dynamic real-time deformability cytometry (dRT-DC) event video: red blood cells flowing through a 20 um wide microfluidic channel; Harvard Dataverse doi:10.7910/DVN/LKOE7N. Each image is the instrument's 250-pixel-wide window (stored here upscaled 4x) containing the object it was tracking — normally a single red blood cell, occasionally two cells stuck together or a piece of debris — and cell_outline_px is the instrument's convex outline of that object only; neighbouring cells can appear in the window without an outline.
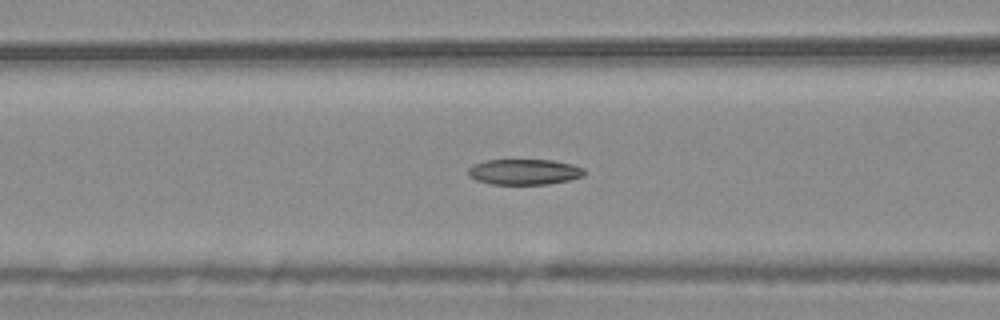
{"species": "common noctule bat (a hibernating species)", "species_latin": "Nyctalus noctula", "temperature_condition": "warm", "stored_images_in_passage": 44, "camera_frame_rate_fps": 3000, "um_per_image_px": 0.085, "animal": {"sex": "male", "body_mass_g": 20.4}, "frame": {"image": 1, "passage_image": 22, "time_ms": 7.0, "image_size_px": [1000, 320], "cell_outline_px": [[584, 176], [568, 180], [548, 184], [492, 184], [476, 180], [468, 176], [468, 168], [484, 160], [552, 160], [572, 164], [584, 168]], "centroid_in_image_um": [44.56, 14.61], "position_along_channel_um": 122.0, "area_um2": 17.28}}
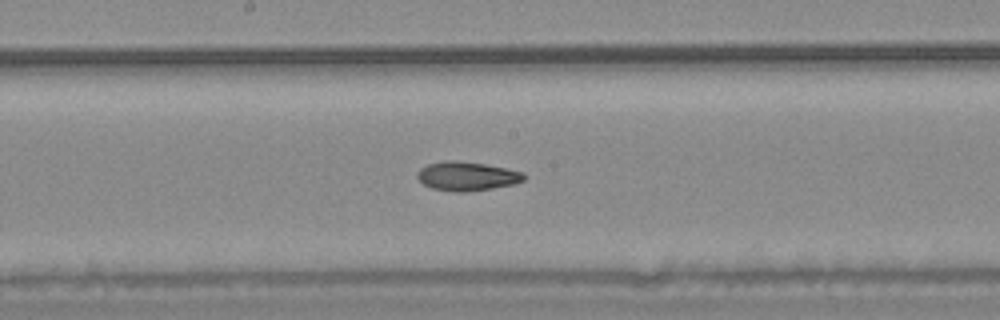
{"frame": {"image": 2, "passage_image": 29, "time_ms": 9.333, "image_size_px": [1000, 320], "cell_outline_px": [[528, 176], [524, 180], [512, 184], [492, 188], [464, 192], [456, 192], [432, 188], [424, 184], [416, 176], [416, 172], [420, 168], [428, 164], [448, 160], [456, 160], [484, 164], [524, 172]], "centroid_in_image_um": [39.68, 14.97], "position_along_channel_um": 208.5, "area_um2": 17.92}}
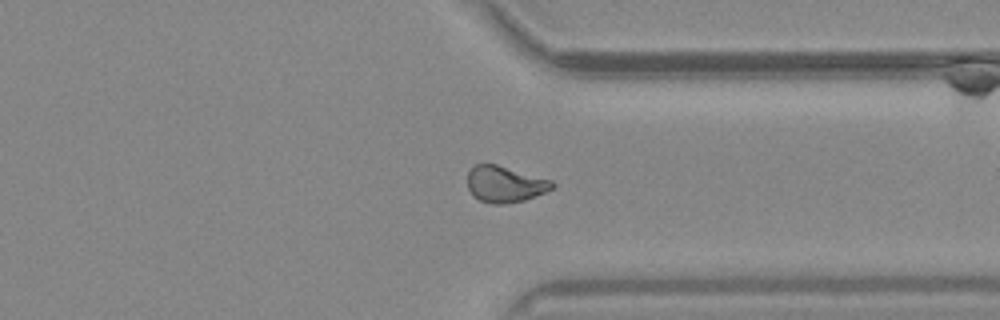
{"frame": {"image": 3, "passage_image": 42, "time_ms": 13.667, "image_size_px": [1000, 320], "cell_outline_px": [[556, 188], [524, 200], [504, 204], [492, 204], [480, 200], [472, 196], [468, 188], [468, 172], [476, 164], [496, 164], [552, 180], [556, 184]], "centroid_in_image_um": [42.94, 15.66], "position_along_channel_um": 368.5, "area_um2": 17.98}}